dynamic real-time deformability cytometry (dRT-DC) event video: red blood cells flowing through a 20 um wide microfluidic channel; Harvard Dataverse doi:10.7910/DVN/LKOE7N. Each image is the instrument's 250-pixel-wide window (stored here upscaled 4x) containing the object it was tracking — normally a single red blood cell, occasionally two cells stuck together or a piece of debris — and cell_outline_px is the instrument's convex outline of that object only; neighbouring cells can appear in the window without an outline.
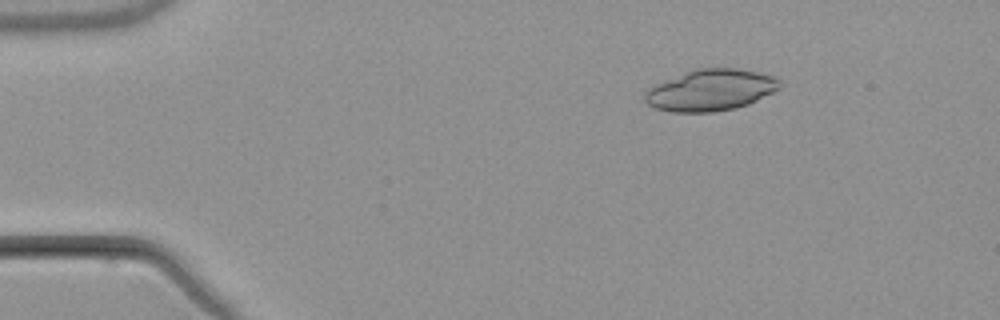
{"species": "common noctule bat (a hibernating species)", "species_latin": "Nyctalus noctula", "temperature_condition": "warm", "stored_images_in_passage": 5, "camera_frame_rate_fps": 3000, "um_per_image_px": 0.085, "animal": {"sex": "male", "body_mass_g": 21.5, "forearm_length_mm": 52.0}, "frame": {"image": 1, "passage_image": 2, "time_ms": 1.333, "image_size_px": [1000, 320], "cell_outline_px": [[780, 88], [748, 104], [736, 108], [712, 112], [672, 112], [652, 108], [644, 100], [644, 92], [652, 84], [696, 68], [736, 68], [760, 72], [772, 76], [780, 80]], "centroid_in_image_um": [60.34, 7.66], "position_along_channel_um": 24.7, "area_um2": 32.77}}